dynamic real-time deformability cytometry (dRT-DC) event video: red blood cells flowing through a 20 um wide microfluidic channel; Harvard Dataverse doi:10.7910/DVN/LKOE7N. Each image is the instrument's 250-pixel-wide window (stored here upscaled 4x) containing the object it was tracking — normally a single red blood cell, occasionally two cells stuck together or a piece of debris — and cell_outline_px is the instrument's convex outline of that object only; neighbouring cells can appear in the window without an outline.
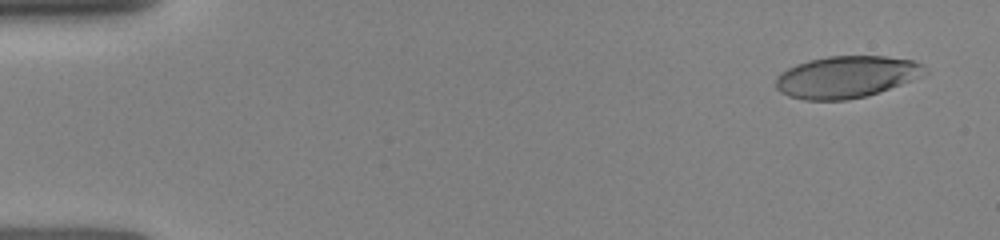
{"species": "human", "species_latin": "Homo sapiens", "temperature_condition": "room temperature", "stored_images_in_passage": 11, "camera_frame_rate_fps": 3000, "um_per_image_px": 0.085, "donor": {"sex": "female"}, "frame": {"image": 1, "passage_image": 2, "time_ms": 0.667, "image_size_px": [1000, 240], "cell_outline_px": [[928, 72], [900, 84], [864, 96], [844, 100], [804, 100], [788, 96], [780, 92], [776, 88], [776, 80], [788, 68], [796, 64], [808, 60], [828, 56], [884, 56], [912, 60], [924, 64]], "centroid_in_image_um": [71.92, 6.53], "position_along_channel_um": 13.1, "area_um2": 35.89}}
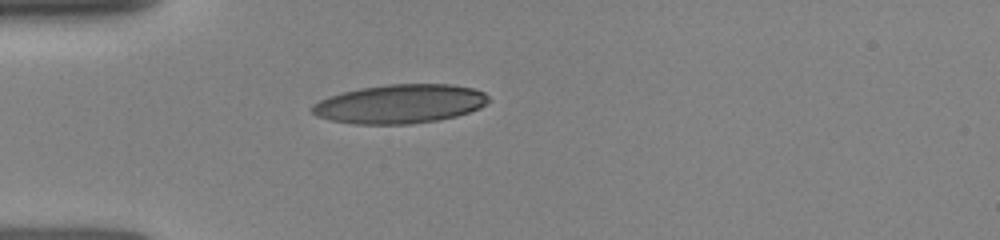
{"frame": {"image": 2, "passage_image": 10, "time_ms": 4.333, "image_size_px": [1000, 240], "cell_outline_px": [[488, 100], [480, 108], [456, 116], [436, 120], [408, 124], [352, 124], [332, 120], [316, 116], [308, 108], [312, 104], [328, 96], [360, 88], [388, 84], [452, 84], [472, 88], [484, 92], [488, 96]], "centroid_in_image_um": [33.95, 8.83], "position_along_channel_um": 51.0, "area_um2": 40.0}}